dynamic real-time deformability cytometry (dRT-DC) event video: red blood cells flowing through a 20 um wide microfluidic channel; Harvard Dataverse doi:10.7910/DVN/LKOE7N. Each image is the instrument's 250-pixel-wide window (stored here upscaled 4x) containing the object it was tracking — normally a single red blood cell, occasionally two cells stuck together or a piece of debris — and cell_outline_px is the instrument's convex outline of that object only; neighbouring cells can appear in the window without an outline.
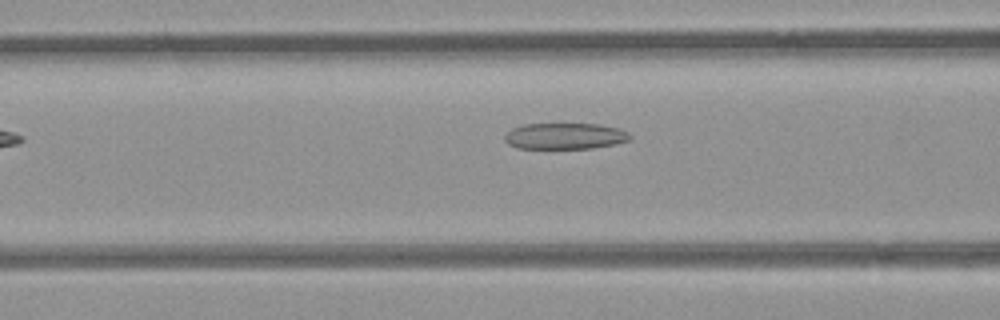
{"species": "common noctule bat (a hibernating species)", "species_latin": "Nyctalus noctula", "temperature_condition": "room temperature", "stored_images_in_passage": 6, "camera_frame_rate_fps": 3000, "um_per_image_px": 0.085, "animal": {"sex": "female", "body_mass_g": 21.9}, "frame": {"image": 1, "passage_image": 4, "time_ms": 3.667, "image_size_px": [1000, 320], "cell_outline_px": [[632, 140], [616, 144], [592, 148], [516, 148], [508, 144], [504, 140], [504, 136], [512, 128], [524, 124], [600, 124], [620, 128], [628, 132], [632, 136]], "centroid_in_image_um": [48.06, 11.56], "position_along_channel_um": 118.5, "area_um2": 19.31}}
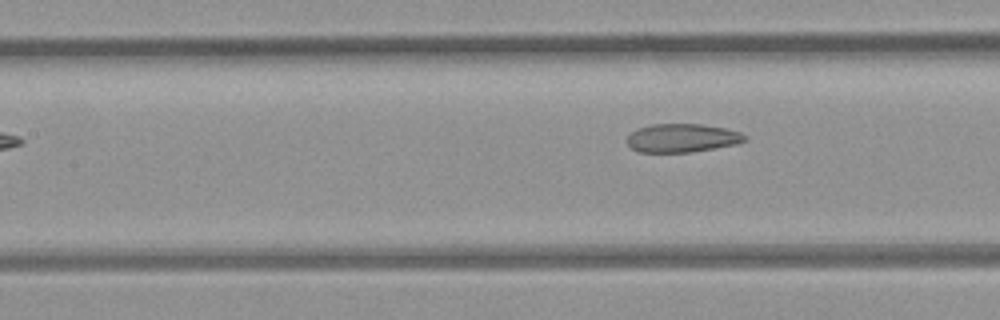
{"frame": {"image": 2, "passage_image": 6, "time_ms": 6.0, "image_size_px": [1000, 320], "cell_outline_px": [[748, 140], [736, 144], [692, 152], [640, 152], [632, 148], [628, 144], [628, 136], [632, 132], [640, 128], [652, 124], [700, 124], [724, 128], [740, 132], [748, 136]], "centroid_in_image_um": [58.02, 11.73], "position_along_channel_um": 149.4, "area_um2": 19.42}}